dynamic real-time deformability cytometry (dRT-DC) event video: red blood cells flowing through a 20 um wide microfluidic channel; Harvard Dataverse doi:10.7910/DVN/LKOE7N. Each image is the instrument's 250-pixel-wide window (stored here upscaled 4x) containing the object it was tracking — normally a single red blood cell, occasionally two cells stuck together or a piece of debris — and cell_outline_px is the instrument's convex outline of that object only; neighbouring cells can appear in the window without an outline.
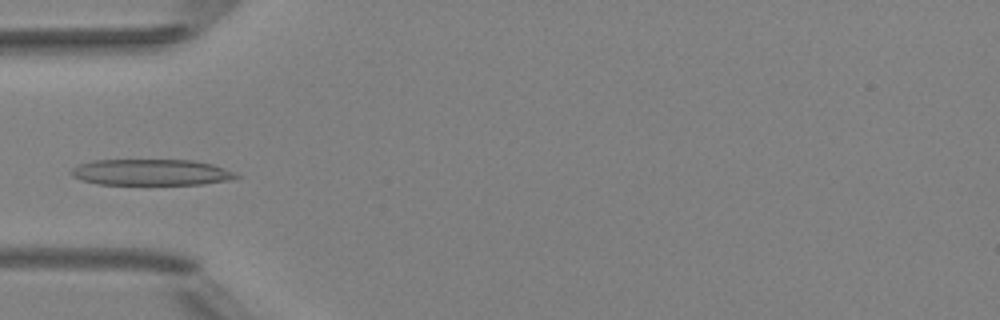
{"species": "Egyptian fruit bat (a non-hibernating species)", "species_latin": "Rousettus aegyptiacus", "temperature_condition": "room temperature", "stored_images_in_passage": 6, "camera_frame_rate_fps": 3000, "um_per_image_px": 0.085, "animal": {"sex": "female"}, "frame": {"image": 1, "passage_image": 4, "time_ms": 3.667, "image_size_px": [1000, 320], "cell_outline_px": [[240, 176], [228, 180], [204, 184], [96, 184], [80, 180], [72, 176], [68, 172], [72, 168], [80, 164], [92, 160], [192, 160], [212, 164], [236, 172]], "centroid_in_image_um": [12.81, 14.64], "position_along_channel_um": 72.2, "area_um2": 25.2}}
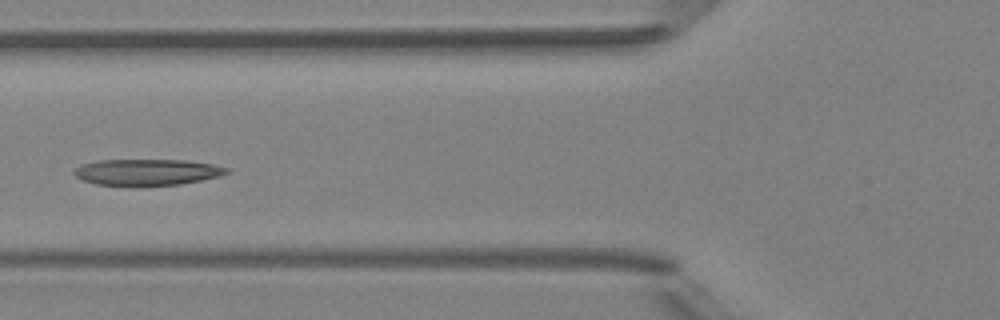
{"frame": {"image": 2, "passage_image": 5, "time_ms": 4.667, "image_size_px": [1000, 320], "cell_outline_px": [[228, 172], [220, 176], [180, 184], [136, 188], [96, 184], [84, 180], [76, 176], [72, 172], [80, 164], [96, 160], [184, 160], [212, 164], [228, 168]], "centroid_in_image_um": [12.44, 14.66], "position_along_channel_um": 113.4, "area_um2": 23.93}}
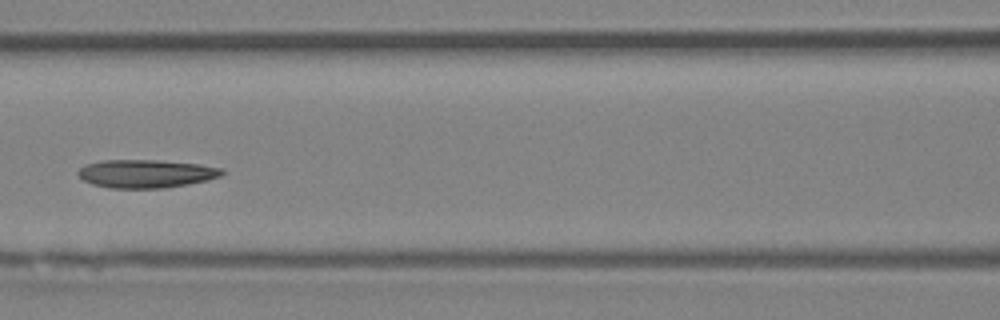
{"frame": {"image": 3, "passage_image": 6, "time_ms": 5.667, "image_size_px": [1000, 320], "cell_outline_px": [[224, 172], [220, 176], [208, 180], [168, 188], [108, 188], [92, 184], [84, 180], [76, 172], [84, 164], [104, 160], [152, 160], [200, 164], [224, 168]], "centroid_in_image_um": [12.42, 14.76], "position_along_channel_um": 154.2, "area_um2": 23.76}}